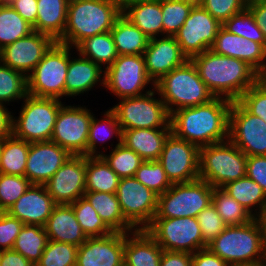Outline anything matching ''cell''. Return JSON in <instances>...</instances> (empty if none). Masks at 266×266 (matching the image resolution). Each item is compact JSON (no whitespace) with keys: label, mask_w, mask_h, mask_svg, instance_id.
<instances>
[{"label":"cell","mask_w":266,"mask_h":266,"mask_svg":"<svg viewBox=\"0 0 266 266\" xmlns=\"http://www.w3.org/2000/svg\"><path fill=\"white\" fill-rule=\"evenodd\" d=\"M233 101L215 97L210 102L181 108L170 114L171 132L198 148L229 139V113Z\"/></svg>","instance_id":"1"},{"label":"cell","mask_w":266,"mask_h":266,"mask_svg":"<svg viewBox=\"0 0 266 266\" xmlns=\"http://www.w3.org/2000/svg\"><path fill=\"white\" fill-rule=\"evenodd\" d=\"M215 97L237 101L258 80L259 74L246 62L222 56L211 49L190 59Z\"/></svg>","instance_id":"2"},{"label":"cell","mask_w":266,"mask_h":266,"mask_svg":"<svg viewBox=\"0 0 266 266\" xmlns=\"http://www.w3.org/2000/svg\"><path fill=\"white\" fill-rule=\"evenodd\" d=\"M121 14L108 0H69L66 27L57 42L75 48L85 38L110 32Z\"/></svg>","instance_id":"3"},{"label":"cell","mask_w":266,"mask_h":266,"mask_svg":"<svg viewBox=\"0 0 266 266\" xmlns=\"http://www.w3.org/2000/svg\"><path fill=\"white\" fill-rule=\"evenodd\" d=\"M207 247L229 266L266 264L262 228L257 218L244 225L227 226Z\"/></svg>","instance_id":"4"},{"label":"cell","mask_w":266,"mask_h":266,"mask_svg":"<svg viewBox=\"0 0 266 266\" xmlns=\"http://www.w3.org/2000/svg\"><path fill=\"white\" fill-rule=\"evenodd\" d=\"M154 88L156 94L161 96L169 114L181 108L208 103L215 98L191 60L164 75L155 83Z\"/></svg>","instance_id":"5"},{"label":"cell","mask_w":266,"mask_h":266,"mask_svg":"<svg viewBox=\"0 0 266 266\" xmlns=\"http://www.w3.org/2000/svg\"><path fill=\"white\" fill-rule=\"evenodd\" d=\"M247 156L229 139L199 148V179L213 188L246 176Z\"/></svg>","instance_id":"6"},{"label":"cell","mask_w":266,"mask_h":266,"mask_svg":"<svg viewBox=\"0 0 266 266\" xmlns=\"http://www.w3.org/2000/svg\"><path fill=\"white\" fill-rule=\"evenodd\" d=\"M23 100L19 117L13 116L12 134L30 143L50 141L62 102L31 95Z\"/></svg>","instance_id":"7"},{"label":"cell","mask_w":266,"mask_h":266,"mask_svg":"<svg viewBox=\"0 0 266 266\" xmlns=\"http://www.w3.org/2000/svg\"><path fill=\"white\" fill-rule=\"evenodd\" d=\"M69 45L55 42L27 76L28 95L59 99L65 96Z\"/></svg>","instance_id":"8"},{"label":"cell","mask_w":266,"mask_h":266,"mask_svg":"<svg viewBox=\"0 0 266 266\" xmlns=\"http://www.w3.org/2000/svg\"><path fill=\"white\" fill-rule=\"evenodd\" d=\"M213 187L202 179L173 184L158 196L154 218L195 217L212 203Z\"/></svg>","instance_id":"9"},{"label":"cell","mask_w":266,"mask_h":266,"mask_svg":"<svg viewBox=\"0 0 266 266\" xmlns=\"http://www.w3.org/2000/svg\"><path fill=\"white\" fill-rule=\"evenodd\" d=\"M155 91L153 88L139 97L121 98L119 104L110 108L122 130L171 128L170 114L161 98L153 97Z\"/></svg>","instance_id":"10"},{"label":"cell","mask_w":266,"mask_h":266,"mask_svg":"<svg viewBox=\"0 0 266 266\" xmlns=\"http://www.w3.org/2000/svg\"><path fill=\"white\" fill-rule=\"evenodd\" d=\"M145 230L163 250L193 254L208 246L195 217L153 218Z\"/></svg>","instance_id":"11"},{"label":"cell","mask_w":266,"mask_h":266,"mask_svg":"<svg viewBox=\"0 0 266 266\" xmlns=\"http://www.w3.org/2000/svg\"><path fill=\"white\" fill-rule=\"evenodd\" d=\"M104 74V87L119 99L145 95L142 92L149 83L155 87L143 55H118Z\"/></svg>","instance_id":"12"},{"label":"cell","mask_w":266,"mask_h":266,"mask_svg":"<svg viewBox=\"0 0 266 266\" xmlns=\"http://www.w3.org/2000/svg\"><path fill=\"white\" fill-rule=\"evenodd\" d=\"M93 116V112L91 114L86 107L63 104L56 118L51 141L72 156H88L89 127Z\"/></svg>","instance_id":"13"},{"label":"cell","mask_w":266,"mask_h":266,"mask_svg":"<svg viewBox=\"0 0 266 266\" xmlns=\"http://www.w3.org/2000/svg\"><path fill=\"white\" fill-rule=\"evenodd\" d=\"M115 194L124 218L136 230L145 229L152 222L157 211L158 195L135 177L121 178Z\"/></svg>","instance_id":"14"},{"label":"cell","mask_w":266,"mask_h":266,"mask_svg":"<svg viewBox=\"0 0 266 266\" xmlns=\"http://www.w3.org/2000/svg\"><path fill=\"white\" fill-rule=\"evenodd\" d=\"M222 24L201 5L193 6L183 26L174 35L182 53L190 60L210 50Z\"/></svg>","instance_id":"15"},{"label":"cell","mask_w":266,"mask_h":266,"mask_svg":"<svg viewBox=\"0 0 266 266\" xmlns=\"http://www.w3.org/2000/svg\"><path fill=\"white\" fill-rule=\"evenodd\" d=\"M229 140L246 156L266 155V123L233 101L229 113Z\"/></svg>","instance_id":"16"},{"label":"cell","mask_w":266,"mask_h":266,"mask_svg":"<svg viewBox=\"0 0 266 266\" xmlns=\"http://www.w3.org/2000/svg\"><path fill=\"white\" fill-rule=\"evenodd\" d=\"M158 161L172 184L199 179V148L172 132L164 143Z\"/></svg>","instance_id":"17"},{"label":"cell","mask_w":266,"mask_h":266,"mask_svg":"<svg viewBox=\"0 0 266 266\" xmlns=\"http://www.w3.org/2000/svg\"><path fill=\"white\" fill-rule=\"evenodd\" d=\"M55 42L49 35L33 31L27 37L3 47L0 62L27 77Z\"/></svg>","instance_id":"18"},{"label":"cell","mask_w":266,"mask_h":266,"mask_svg":"<svg viewBox=\"0 0 266 266\" xmlns=\"http://www.w3.org/2000/svg\"><path fill=\"white\" fill-rule=\"evenodd\" d=\"M56 204H71L86 192V156H71L45 184Z\"/></svg>","instance_id":"19"},{"label":"cell","mask_w":266,"mask_h":266,"mask_svg":"<svg viewBox=\"0 0 266 266\" xmlns=\"http://www.w3.org/2000/svg\"><path fill=\"white\" fill-rule=\"evenodd\" d=\"M71 154L53 141L30 143L25 177L37 185H45Z\"/></svg>","instance_id":"20"},{"label":"cell","mask_w":266,"mask_h":266,"mask_svg":"<svg viewBox=\"0 0 266 266\" xmlns=\"http://www.w3.org/2000/svg\"><path fill=\"white\" fill-rule=\"evenodd\" d=\"M76 266H124V233L87 237L78 247Z\"/></svg>","instance_id":"21"},{"label":"cell","mask_w":266,"mask_h":266,"mask_svg":"<svg viewBox=\"0 0 266 266\" xmlns=\"http://www.w3.org/2000/svg\"><path fill=\"white\" fill-rule=\"evenodd\" d=\"M158 38L149 39L143 54L147 74L154 83L188 60L174 36Z\"/></svg>","instance_id":"22"},{"label":"cell","mask_w":266,"mask_h":266,"mask_svg":"<svg viewBox=\"0 0 266 266\" xmlns=\"http://www.w3.org/2000/svg\"><path fill=\"white\" fill-rule=\"evenodd\" d=\"M211 50L218 55L246 62L259 75L266 67V49L261 44L229 33L223 27L219 29Z\"/></svg>","instance_id":"23"},{"label":"cell","mask_w":266,"mask_h":266,"mask_svg":"<svg viewBox=\"0 0 266 266\" xmlns=\"http://www.w3.org/2000/svg\"><path fill=\"white\" fill-rule=\"evenodd\" d=\"M55 205L45 185L31 184L7 213L23 224L44 227Z\"/></svg>","instance_id":"24"},{"label":"cell","mask_w":266,"mask_h":266,"mask_svg":"<svg viewBox=\"0 0 266 266\" xmlns=\"http://www.w3.org/2000/svg\"><path fill=\"white\" fill-rule=\"evenodd\" d=\"M44 228L49 240L79 247L87 239L70 204H56Z\"/></svg>","instance_id":"25"},{"label":"cell","mask_w":266,"mask_h":266,"mask_svg":"<svg viewBox=\"0 0 266 266\" xmlns=\"http://www.w3.org/2000/svg\"><path fill=\"white\" fill-rule=\"evenodd\" d=\"M71 48L69 46V64L65 80V96L73 97L88 92L98 82L104 87L105 74L103 73H105V70L80 54H78V58L74 57V59H71Z\"/></svg>","instance_id":"26"},{"label":"cell","mask_w":266,"mask_h":266,"mask_svg":"<svg viewBox=\"0 0 266 266\" xmlns=\"http://www.w3.org/2000/svg\"><path fill=\"white\" fill-rule=\"evenodd\" d=\"M162 252L145 229L124 233V266H160Z\"/></svg>","instance_id":"27"},{"label":"cell","mask_w":266,"mask_h":266,"mask_svg":"<svg viewBox=\"0 0 266 266\" xmlns=\"http://www.w3.org/2000/svg\"><path fill=\"white\" fill-rule=\"evenodd\" d=\"M170 133L171 128L122 130V144L132 149L144 161H154L160 158Z\"/></svg>","instance_id":"28"},{"label":"cell","mask_w":266,"mask_h":266,"mask_svg":"<svg viewBox=\"0 0 266 266\" xmlns=\"http://www.w3.org/2000/svg\"><path fill=\"white\" fill-rule=\"evenodd\" d=\"M68 2L69 0H37V19L32 26L33 30L58 41L66 27Z\"/></svg>","instance_id":"29"},{"label":"cell","mask_w":266,"mask_h":266,"mask_svg":"<svg viewBox=\"0 0 266 266\" xmlns=\"http://www.w3.org/2000/svg\"><path fill=\"white\" fill-rule=\"evenodd\" d=\"M122 15L149 38L163 34L161 0H139L127 6Z\"/></svg>","instance_id":"30"},{"label":"cell","mask_w":266,"mask_h":266,"mask_svg":"<svg viewBox=\"0 0 266 266\" xmlns=\"http://www.w3.org/2000/svg\"><path fill=\"white\" fill-rule=\"evenodd\" d=\"M83 196L113 232L130 233L136 230L124 218L116 194L85 192Z\"/></svg>","instance_id":"31"},{"label":"cell","mask_w":266,"mask_h":266,"mask_svg":"<svg viewBox=\"0 0 266 266\" xmlns=\"http://www.w3.org/2000/svg\"><path fill=\"white\" fill-rule=\"evenodd\" d=\"M110 32L118 55H143L150 39L122 14Z\"/></svg>","instance_id":"32"},{"label":"cell","mask_w":266,"mask_h":266,"mask_svg":"<svg viewBox=\"0 0 266 266\" xmlns=\"http://www.w3.org/2000/svg\"><path fill=\"white\" fill-rule=\"evenodd\" d=\"M222 189L233 197L255 218L266 213V194L251 178L245 176L238 180L229 182L224 185ZM256 206H259L257 210L255 209Z\"/></svg>","instance_id":"33"},{"label":"cell","mask_w":266,"mask_h":266,"mask_svg":"<svg viewBox=\"0 0 266 266\" xmlns=\"http://www.w3.org/2000/svg\"><path fill=\"white\" fill-rule=\"evenodd\" d=\"M119 180L101 156H86V192L115 194Z\"/></svg>","instance_id":"34"},{"label":"cell","mask_w":266,"mask_h":266,"mask_svg":"<svg viewBox=\"0 0 266 266\" xmlns=\"http://www.w3.org/2000/svg\"><path fill=\"white\" fill-rule=\"evenodd\" d=\"M75 49L80 55L92 60L101 68L104 64V70L110 67L118 57L111 32H105L85 38L75 47Z\"/></svg>","instance_id":"35"},{"label":"cell","mask_w":266,"mask_h":266,"mask_svg":"<svg viewBox=\"0 0 266 266\" xmlns=\"http://www.w3.org/2000/svg\"><path fill=\"white\" fill-rule=\"evenodd\" d=\"M33 27L6 1L0 0V50L18 39L27 37Z\"/></svg>","instance_id":"36"},{"label":"cell","mask_w":266,"mask_h":266,"mask_svg":"<svg viewBox=\"0 0 266 266\" xmlns=\"http://www.w3.org/2000/svg\"><path fill=\"white\" fill-rule=\"evenodd\" d=\"M48 236L43 226L24 224L16 238L13 250L22 254L36 265L48 243Z\"/></svg>","instance_id":"37"},{"label":"cell","mask_w":266,"mask_h":266,"mask_svg":"<svg viewBox=\"0 0 266 266\" xmlns=\"http://www.w3.org/2000/svg\"><path fill=\"white\" fill-rule=\"evenodd\" d=\"M30 142L15 137L13 134L4 139L0 158V173L25 176Z\"/></svg>","instance_id":"38"},{"label":"cell","mask_w":266,"mask_h":266,"mask_svg":"<svg viewBox=\"0 0 266 266\" xmlns=\"http://www.w3.org/2000/svg\"><path fill=\"white\" fill-rule=\"evenodd\" d=\"M114 135L118 138V143H122V129L117 121L116 114L111 109L104 113L101 120L93 116L89 127L88 156H101L103 152L97 151L98 144L104 143Z\"/></svg>","instance_id":"39"},{"label":"cell","mask_w":266,"mask_h":266,"mask_svg":"<svg viewBox=\"0 0 266 266\" xmlns=\"http://www.w3.org/2000/svg\"><path fill=\"white\" fill-rule=\"evenodd\" d=\"M212 204L227 226L244 225L255 218L222 188H213Z\"/></svg>","instance_id":"40"},{"label":"cell","mask_w":266,"mask_h":266,"mask_svg":"<svg viewBox=\"0 0 266 266\" xmlns=\"http://www.w3.org/2000/svg\"><path fill=\"white\" fill-rule=\"evenodd\" d=\"M70 205L73 207L76 219L87 237H102L113 232L84 196Z\"/></svg>","instance_id":"41"},{"label":"cell","mask_w":266,"mask_h":266,"mask_svg":"<svg viewBox=\"0 0 266 266\" xmlns=\"http://www.w3.org/2000/svg\"><path fill=\"white\" fill-rule=\"evenodd\" d=\"M101 157L120 179L134 177L144 162L138 154L122 143H117L109 155L102 154Z\"/></svg>","instance_id":"42"},{"label":"cell","mask_w":266,"mask_h":266,"mask_svg":"<svg viewBox=\"0 0 266 266\" xmlns=\"http://www.w3.org/2000/svg\"><path fill=\"white\" fill-rule=\"evenodd\" d=\"M27 95V77L0 62V103L9 104Z\"/></svg>","instance_id":"43"},{"label":"cell","mask_w":266,"mask_h":266,"mask_svg":"<svg viewBox=\"0 0 266 266\" xmlns=\"http://www.w3.org/2000/svg\"><path fill=\"white\" fill-rule=\"evenodd\" d=\"M193 6L185 0H161L163 35L174 36L183 26Z\"/></svg>","instance_id":"44"},{"label":"cell","mask_w":266,"mask_h":266,"mask_svg":"<svg viewBox=\"0 0 266 266\" xmlns=\"http://www.w3.org/2000/svg\"><path fill=\"white\" fill-rule=\"evenodd\" d=\"M222 27L229 33L257 42L266 49V37L247 8L238 14L232 15L222 24Z\"/></svg>","instance_id":"45"},{"label":"cell","mask_w":266,"mask_h":266,"mask_svg":"<svg viewBox=\"0 0 266 266\" xmlns=\"http://www.w3.org/2000/svg\"><path fill=\"white\" fill-rule=\"evenodd\" d=\"M134 177L158 196L166 192L173 185L158 160L144 161Z\"/></svg>","instance_id":"46"},{"label":"cell","mask_w":266,"mask_h":266,"mask_svg":"<svg viewBox=\"0 0 266 266\" xmlns=\"http://www.w3.org/2000/svg\"><path fill=\"white\" fill-rule=\"evenodd\" d=\"M78 247L48 240L40 261L35 266H76Z\"/></svg>","instance_id":"47"},{"label":"cell","mask_w":266,"mask_h":266,"mask_svg":"<svg viewBox=\"0 0 266 266\" xmlns=\"http://www.w3.org/2000/svg\"><path fill=\"white\" fill-rule=\"evenodd\" d=\"M31 184L25 176L0 173V212H7Z\"/></svg>","instance_id":"48"},{"label":"cell","mask_w":266,"mask_h":266,"mask_svg":"<svg viewBox=\"0 0 266 266\" xmlns=\"http://www.w3.org/2000/svg\"><path fill=\"white\" fill-rule=\"evenodd\" d=\"M249 113L259 116L266 123V85L258 80L237 100Z\"/></svg>","instance_id":"49"},{"label":"cell","mask_w":266,"mask_h":266,"mask_svg":"<svg viewBox=\"0 0 266 266\" xmlns=\"http://www.w3.org/2000/svg\"><path fill=\"white\" fill-rule=\"evenodd\" d=\"M197 220L207 245L227 227L212 203L197 215Z\"/></svg>","instance_id":"50"},{"label":"cell","mask_w":266,"mask_h":266,"mask_svg":"<svg viewBox=\"0 0 266 266\" xmlns=\"http://www.w3.org/2000/svg\"><path fill=\"white\" fill-rule=\"evenodd\" d=\"M201 6L221 24L247 8L244 0H203Z\"/></svg>","instance_id":"51"},{"label":"cell","mask_w":266,"mask_h":266,"mask_svg":"<svg viewBox=\"0 0 266 266\" xmlns=\"http://www.w3.org/2000/svg\"><path fill=\"white\" fill-rule=\"evenodd\" d=\"M23 225L20 220L7 212H0V251L13 249Z\"/></svg>","instance_id":"52"},{"label":"cell","mask_w":266,"mask_h":266,"mask_svg":"<svg viewBox=\"0 0 266 266\" xmlns=\"http://www.w3.org/2000/svg\"><path fill=\"white\" fill-rule=\"evenodd\" d=\"M246 176L255 181L266 194V155L247 156Z\"/></svg>","instance_id":"53"},{"label":"cell","mask_w":266,"mask_h":266,"mask_svg":"<svg viewBox=\"0 0 266 266\" xmlns=\"http://www.w3.org/2000/svg\"><path fill=\"white\" fill-rule=\"evenodd\" d=\"M30 25L37 19V0H6Z\"/></svg>","instance_id":"54"},{"label":"cell","mask_w":266,"mask_h":266,"mask_svg":"<svg viewBox=\"0 0 266 266\" xmlns=\"http://www.w3.org/2000/svg\"><path fill=\"white\" fill-rule=\"evenodd\" d=\"M192 266H229L208 247L199 249L192 254Z\"/></svg>","instance_id":"55"},{"label":"cell","mask_w":266,"mask_h":266,"mask_svg":"<svg viewBox=\"0 0 266 266\" xmlns=\"http://www.w3.org/2000/svg\"><path fill=\"white\" fill-rule=\"evenodd\" d=\"M160 266H192V254L163 250Z\"/></svg>","instance_id":"56"},{"label":"cell","mask_w":266,"mask_h":266,"mask_svg":"<svg viewBox=\"0 0 266 266\" xmlns=\"http://www.w3.org/2000/svg\"><path fill=\"white\" fill-rule=\"evenodd\" d=\"M0 266H35L22 254L10 250L0 251Z\"/></svg>","instance_id":"57"},{"label":"cell","mask_w":266,"mask_h":266,"mask_svg":"<svg viewBox=\"0 0 266 266\" xmlns=\"http://www.w3.org/2000/svg\"><path fill=\"white\" fill-rule=\"evenodd\" d=\"M247 9L252 13L255 23L266 37V0L251 2L247 4Z\"/></svg>","instance_id":"58"},{"label":"cell","mask_w":266,"mask_h":266,"mask_svg":"<svg viewBox=\"0 0 266 266\" xmlns=\"http://www.w3.org/2000/svg\"><path fill=\"white\" fill-rule=\"evenodd\" d=\"M12 123L11 111L0 103V139L4 140L12 135Z\"/></svg>","instance_id":"59"},{"label":"cell","mask_w":266,"mask_h":266,"mask_svg":"<svg viewBox=\"0 0 266 266\" xmlns=\"http://www.w3.org/2000/svg\"><path fill=\"white\" fill-rule=\"evenodd\" d=\"M257 219H258L260 226L262 228L263 250H264L265 262H266V213L257 217Z\"/></svg>","instance_id":"60"},{"label":"cell","mask_w":266,"mask_h":266,"mask_svg":"<svg viewBox=\"0 0 266 266\" xmlns=\"http://www.w3.org/2000/svg\"><path fill=\"white\" fill-rule=\"evenodd\" d=\"M113 3L121 12L130 4L136 3L139 0H108Z\"/></svg>","instance_id":"61"},{"label":"cell","mask_w":266,"mask_h":266,"mask_svg":"<svg viewBox=\"0 0 266 266\" xmlns=\"http://www.w3.org/2000/svg\"><path fill=\"white\" fill-rule=\"evenodd\" d=\"M259 80H261L266 85V67L264 71L259 75Z\"/></svg>","instance_id":"62"},{"label":"cell","mask_w":266,"mask_h":266,"mask_svg":"<svg viewBox=\"0 0 266 266\" xmlns=\"http://www.w3.org/2000/svg\"><path fill=\"white\" fill-rule=\"evenodd\" d=\"M186 2L192 3L194 6L201 5L203 0H185Z\"/></svg>","instance_id":"63"},{"label":"cell","mask_w":266,"mask_h":266,"mask_svg":"<svg viewBox=\"0 0 266 266\" xmlns=\"http://www.w3.org/2000/svg\"><path fill=\"white\" fill-rule=\"evenodd\" d=\"M3 144H4V140L0 139V158L2 154Z\"/></svg>","instance_id":"64"},{"label":"cell","mask_w":266,"mask_h":266,"mask_svg":"<svg viewBox=\"0 0 266 266\" xmlns=\"http://www.w3.org/2000/svg\"><path fill=\"white\" fill-rule=\"evenodd\" d=\"M247 4L251 3V2H255V1H261V0H244Z\"/></svg>","instance_id":"65"}]
</instances>
